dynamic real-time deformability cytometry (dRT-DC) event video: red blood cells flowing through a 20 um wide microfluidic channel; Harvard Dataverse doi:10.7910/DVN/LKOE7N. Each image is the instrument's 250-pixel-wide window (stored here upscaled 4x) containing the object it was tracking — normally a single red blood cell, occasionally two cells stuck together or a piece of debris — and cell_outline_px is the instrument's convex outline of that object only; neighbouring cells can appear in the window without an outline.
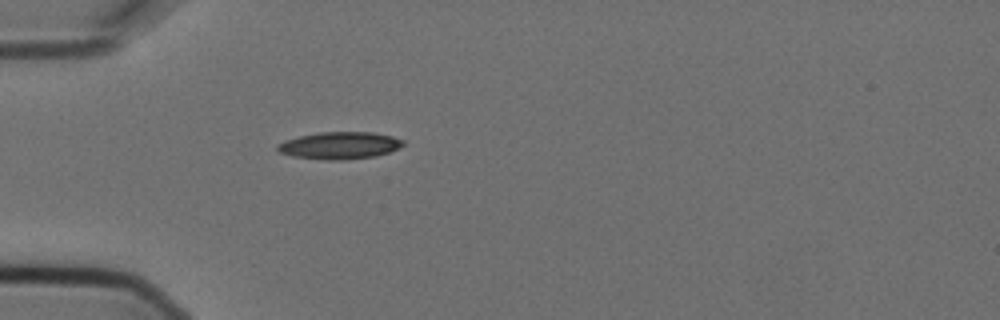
{"species": "Egyptian fruit bat (a non-hibernating species)", "species_latin": "Rousettus aegyptiacus", "temperature_condition": "cold", "stored_images_in_passage": 5, "camera_frame_rate_fps": 3000, "um_per_image_px": 0.085, "animal": {"sex": "female"}, "frame": {"image": 1, "passage_image": 5, "time_ms": 1.333, "image_size_px": [1000, 320], "cell_outline_px": [[404, 144], [400, 148], [376, 156], [344, 160], [328, 160], [292, 156], [280, 152], [276, 148], [276, 144], [284, 140], [300, 136], [320, 132], [372, 132], [392, 136], [404, 140]], "centroid_in_image_um": [28.87, 12.36], "position_along_channel_um": 56.1, "area_um2": 19.94}}